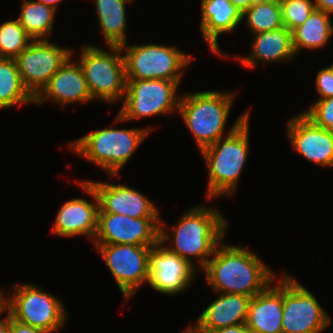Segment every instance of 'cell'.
Returning <instances> with one entry per match:
<instances>
[{
	"label": "cell",
	"mask_w": 333,
	"mask_h": 333,
	"mask_svg": "<svg viewBox=\"0 0 333 333\" xmlns=\"http://www.w3.org/2000/svg\"><path fill=\"white\" fill-rule=\"evenodd\" d=\"M9 333H47L38 328H34L20 321L13 319L9 315Z\"/></svg>",
	"instance_id": "obj_32"
},
{
	"label": "cell",
	"mask_w": 333,
	"mask_h": 333,
	"mask_svg": "<svg viewBox=\"0 0 333 333\" xmlns=\"http://www.w3.org/2000/svg\"><path fill=\"white\" fill-rule=\"evenodd\" d=\"M329 67L332 69V71H333V63L331 64V65H329Z\"/></svg>",
	"instance_id": "obj_40"
},
{
	"label": "cell",
	"mask_w": 333,
	"mask_h": 333,
	"mask_svg": "<svg viewBox=\"0 0 333 333\" xmlns=\"http://www.w3.org/2000/svg\"><path fill=\"white\" fill-rule=\"evenodd\" d=\"M4 296L3 290H0V313L4 310Z\"/></svg>",
	"instance_id": "obj_39"
},
{
	"label": "cell",
	"mask_w": 333,
	"mask_h": 333,
	"mask_svg": "<svg viewBox=\"0 0 333 333\" xmlns=\"http://www.w3.org/2000/svg\"><path fill=\"white\" fill-rule=\"evenodd\" d=\"M181 82L166 79H127L122 105L113 124L151 118L160 114H178Z\"/></svg>",
	"instance_id": "obj_9"
},
{
	"label": "cell",
	"mask_w": 333,
	"mask_h": 333,
	"mask_svg": "<svg viewBox=\"0 0 333 333\" xmlns=\"http://www.w3.org/2000/svg\"><path fill=\"white\" fill-rule=\"evenodd\" d=\"M6 310L4 309L1 314H5ZM7 315L5 317L0 318V333H9V314L6 313Z\"/></svg>",
	"instance_id": "obj_36"
},
{
	"label": "cell",
	"mask_w": 333,
	"mask_h": 333,
	"mask_svg": "<svg viewBox=\"0 0 333 333\" xmlns=\"http://www.w3.org/2000/svg\"><path fill=\"white\" fill-rule=\"evenodd\" d=\"M330 13L314 10L309 18L292 31L295 54L306 50H320L327 46L333 36V22Z\"/></svg>",
	"instance_id": "obj_24"
},
{
	"label": "cell",
	"mask_w": 333,
	"mask_h": 333,
	"mask_svg": "<svg viewBox=\"0 0 333 333\" xmlns=\"http://www.w3.org/2000/svg\"><path fill=\"white\" fill-rule=\"evenodd\" d=\"M202 269L207 286L215 293H234L254 297L276 279L256 252L223 242Z\"/></svg>",
	"instance_id": "obj_2"
},
{
	"label": "cell",
	"mask_w": 333,
	"mask_h": 333,
	"mask_svg": "<svg viewBox=\"0 0 333 333\" xmlns=\"http://www.w3.org/2000/svg\"><path fill=\"white\" fill-rule=\"evenodd\" d=\"M161 218H131L112 213H98L94 244H132L155 246L159 242Z\"/></svg>",
	"instance_id": "obj_13"
},
{
	"label": "cell",
	"mask_w": 333,
	"mask_h": 333,
	"mask_svg": "<svg viewBox=\"0 0 333 333\" xmlns=\"http://www.w3.org/2000/svg\"><path fill=\"white\" fill-rule=\"evenodd\" d=\"M32 41L18 19L0 24V58L15 59Z\"/></svg>",
	"instance_id": "obj_28"
},
{
	"label": "cell",
	"mask_w": 333,
	"mask_h": 333,
	"mask_svg": "<svg viewBox=\"0 0 333 333\" xmlns=\"http://www.w3.org/2000/svg\"><path fill=\"white\" fill-rule=\"evenodd\" d=\"M99 200V213L125 215L131 218H161L160 210L143 193L125 184L87 180Z\"/></svg>",
	"instance_id": "obj_17"
},
{
	"label": "cell",
	"mask_w": 333,
	"mask_h": 333,
	"mask_svg": "<svg viewBox=\"0 0 333 333\" xmlns=\"http://www.w3.org/2000/svg\"><path fill=\"white\" fill-rule=\"evenodd\" d=\"M242 13L247 10L256 0H229Z\"/></svg>",
	"instance_id": "obj_35"
},
{
	"label": "cell",
	"mask_w": 333,
	"mask_h": 333,
	"mask_svg": "<svg viewBox=\"0 0 333 333\" xmlns=\"http://www.w3.org/2000/svg\"><path fill=\"white\" fill-rule=\"evenodd\" d=\"M153 129L144 127L93 130L69 143V149L93 165L102 168L109 177L120 175L138 147Z\"/></svg>",
	"instance_id": "obj_4"
},
{
	"label": "cell",
	"mask_w": 333,
	"mask_h": 333,
	"mask_svg": "<svg viewBox=\"0 0 333 333\" xmlns=\"http://www.w3.org/2000/svg\"><path fill=\"white\" fill-rule=\"evenodd\" d=\"M216 294V299L195 320L202 329L211 332L246 323L251 297L234 293Z\"/></svg>",
	"instance_id": "obj_22"
},
{
	"label": "cell",
	"mask_w": 333,
	"mask_h": 333,
	"mask_svg": "<svg viewBox=\"0 0 333 333\" xmlns=\"http://www.w3.org/2000/svg\"><path fill=\"white\" fill-rule=\"evenodd\" d=\"M253 35L284 27L279 0H256L242 13V21Z\"/></svg>",
	"instance_id": "obj_27"
},
{
	"label": "cell",
	"mask_w": 333,
	"mask_h": 333,
	"mask_svg": "<svg viewBox=\"0 0 333 333\" xmlns=\"http://www.w3.org/2000/svg\"><path fill=\"white\" fill-rule=\"evenodd\" d=\"M36 2H39V3H43L45 5H48V6H51L53 7L55 10L58 11V6H59V3H62L63 0H34Z\"/></svg>",
	"instance_id": "obj_38"
},
{
	"label": "cell",
	"mask_w": 333,
	"mask_h": 333,
	"mask_svg": "<svg viewBox=\"0 0 333 333\" xmlns=\"http://www.w3.org/2000/svg\"><path fill=\"white\" fill-rule=\"evenodd\" d=\"M149 268L147 285L156 292L168 296L182 293L198 276L194 266L169 251L160 242L150 250Z\"/></svg>",
	"instance_id": "obj_14"
},
{
	"label": "cell",
	"mask_w": 333,
	"mask_h": 333,
	"mask_svg": "<svg viewBox=\"0 0 333 333\" xmlns=\"http://www.w3.org/2000/svg\"><path fill=\"white\" fill-rule=\"evenodd\" d=\"M279 276L250 299L246 326L253 333H283V273Z\"/></svg>",
	"instance_id": "obj_19"
},
{
	"label": "cell",
	"mask_w": 333,
	"mask_h": 333,
	"mask_svg": "<svg viewBox=\"0 0 333 333\" xmlns=\"http://www.w3.org/2000/svg\"><path fill=\"white\" fill-rule=\"evenodd\" d=\"M77 185L93 198L92 202L83 197L65 201L56 214L51 231L59 237L85 236L94 240L98 225L99 200L87 179L77 180Z\"/></svg>",
	"instance_id": "obj_15"
},
{
	"label": "cell",
	"mask_w": 333,
	"mask_h": 333,
	"mask_svg": "<svg viewBox=\"0 0 333 333\" xmlns=\"http://www.w3.org/2000/svg\"><path fill=\"white\" fill-rule=\"evenodd\" d=\"M72 53L50 40H33L15 58L22 82L34 98Z\"/></svg>",
	"instance_id": "obj_12"
},
{
	"label": "cell",
	"mask_w": 333,
	"mask_h": 333,
	"mask_svg": "<svg viewBox=\"0 0 333 333\" xmlns=\"http://www.w3.org/2000/svg\"><path fill=\"white\" fill-rule=\"evenodd\" d=\"M303 112L321 128L333 132V97L316 100Z\"/></svg>",
	"instance_id": "obj_30"
},
{
	"label": "cell",
	"mask_w": 333,
	"mask_h": 333,
	"mask_svg": "<svg viewBox=\"0 0 333 333\" xmlns=\"http://www.w3.org/2000/svg\"><path fill=\"white\" fill-rule=\"evenodd\" d=\"M12 287L13 295L4 296V309L13 319L47 333L66 326L68 311L57 295L29 282Z\"/></svg>",
	"instance_id": "obj_7"
},
{
	"label": "cell",
	"mask_w": 333,
	"mask_h": 333,
	"mask_svg": "<svg viewBox=\"0 0 333 333\" xmlns=\"http://www.w3.org/2000/svg\"><path fill=\"white\" fill-rule=\"evenodd\" d=\"M183 333H209L208 331L202 329L195 321L192 325L184 329Z\"/></svg>",
	"instance_id": "obj_37"
},
{
	"label": "cell",
	"mask_w": 333,
	"mask_h": 333,
	"mask_svg": "<svg viewBox=\"0 0 333 333\" xmlns=\"http://www.w3.org/2000/svg\"><path fill=\"white\" fill-rule=\"evenodd\" d=\"M315 87L319 94L317 100L333 97V71L329 66H326L317 72Z\"/></svg>",
	"instance_id": "obj_31"
},
{
	"label": "cell",
	"mask_w": 333,
	"mask_h": 333,
	"mask_svg": "<svg viewBox=\"0 0 333 333\" xmlns=\"http://www.w3.org/2000/svg\"><path fill=\"white\" fill-rule=\"evenodd\" d=\"M100 48L82 44L78 62L83 70L92 100L113 104L123 101L126 92L125 60L121 47Z\"/></svg>",
	"instance_id": "obj_6"
},
{
	"label": "cell",
	"mask_w": 333,
	"mask_h": 333,
	"mask_svg": "<svg viewBox=\"0 0 333 333\" xmlns=\"http://www.w3.org/2000/svg\"><path fill=\"white\" fill-rule=\"evenodd\" d=\"M327 313L312 292L283 272V333H321L332 323Z\"/></svg>",
	"instance_id": "obj_10"
},
{
	"label": "cell",
	"mask_w": 333,
	"mask_h": 333,
	"mask_svg": "<svg viewBox=\"0 0 333 333\" xmlns=\"http://www.w3.org/2000/svg\"><path fill=\"white\" fill-rule=\"evenodd\" d=\"M34 104V97L25 88L13 58H0V109Z\"/></svg>",
	"instance_id": "obj_26"
},
{
	"label": "cell",
	"mask_w": 333,
	"mask_h": 333,
	"mask_svg": "<svg viewBox=\"0 0 333 333\" xmlns=\"http://www.w3.org/2000/svg\"><path fill=\"white\" fill-rule=\"evenodd\" d=\"M126 79H166L181 82L185 68L193 62L191 54L175 45L156 43L121 46Z\"/></svg>",
	"instance_id": "obj_8"
},
{
	"label": "cell",
	"mask_w": 333,
	"mask_h": 333,
	"mask_svg": "<svg viewBox=\"0 0 333 333\" xmlns=\"http://www.w3.org/2000/svg\"><path fill=\"white\" fill-rule=\"evenodd\" d=\"M316 10L333 15V0H313Z\"/></svg>",
	"instance_id": "obj_34"
},
{
	"label": "cell",
	"mask_w": 333,
	"mask_h": 333,
	"mask_svg": "<svg viewBox=\"0 0 333 333\" xmlns=\"http://www.w3.org/2000/svg\"><path fill=\"white\" fill-rule=\"evenodd\" d=\"M286 134L294 152L323 167H333V132L321 128L303 111L287 120Z\"/></svg>",
	"instance_id": "obj_16"
},
{
	"label": "cell",
	"mask_w": 333,
	"mask_h": 333,
	"mask_svg": "<svg viewBox=\"0 0 333 333\" xmlns=\"http://www.w3.org/2000/svg\"><path fill=\"white\" fill-rule=\"evenodd\" d=\"M200 29L203 41L209 50L221 58H229L220 50L218 39L221 34L232 33L243 21L242 12L229 0H201Z\"/></svg>",
	"instance_id": "obj_20"
},
{
	"label": "cell",
	"mask_w": 333,
	"mask_h": 333,
	"mask_svg": "<svg viewBox=\"0 0 333 333\" xmlns=\"http://www.w3.org/2000/svg\"><path fill=\"white\" fill-rule=\"evenodd\" d=\"M252 50L248 55L237 57L246 69H255L260 63H290L296 58L292 43V32L285 27L270 30L253 35ZM258 64V65H257Z\"/></svg>",
	"instance_id": "obj_21"
},
{
	"label": "cell",
	"mask_w": 333,
	"mask_h": 333,
	"mask_svg": "<svg viewBox=\"0 0 333 333\" xmlns=\"http://www.w3.org/2000/svg\"><path fill=\"white\" fill-rule=\"evenodd\" d=\"M96 6L97 20L106 46L127 44L126 5L133 0H93Z\"/></svg>",
	"instance_id": "obj_23"
},
{
	"label": "cell",
	"mask_w": 333,
	"mask_h": 333,
	"mask_svg": "<svg viewBox=\"0 0 333 333\" xmlns=\"http://www.w3.org/2000/svg\"><path fill=\"white\" fill-rule=\"evenodd\" d=\"M162 221L161 217L159 242L197 270L207 265L216 247L225 238L228 227L226 216L213 205L209 207L201 204L189 208L172 226L171 234L165 221ZM193 258L199 267L195 266Z\"/></svg>",
	"instance_id": "obj_1"
},
{
	"label": "cell",
	"mask_w": 333,
	"mask_h": 333,
	"mask_svg": "<svg viewBox=\"0 0 333 333\" xmlns=\"http://www.w3.org/2000/svg\"><path fill=\"white\" fill-rule=\"evenodd\" d=\"M285 28L291 32L301 26L316 9L313 0H279Z\"/></svg>",
	"instance_id": "obj_29"
},
{
	"label": "cell",
	"mask_w": 333,
	"mask_h": 333,
	"mask_svg": "<svg viewBox=\"0 0 333 333\" xmlns=\"http://www.w3.org/2000/svg\"><path fill=\"white\" fill-rule=\"evenodd\" d=\"M209 333H253L246 323L213 330Z\"/></svg>",
	"instance_id": "obj_33"
},
{
	"label": "cell",
	"mask_w": 333,
	"mask_h": 333,
	"mask_svg": "<svg viewBox=\"0 0 333 333\" xmlns=\"http://www.w3.org/2000/svg\"><path fill=\"white\" fill-rule=\"evenodd\" d=\"M19 11L17 19L33 40H49L57 10L34 0H23Z\"/></svg>",
	"instance_id": "obj_25"
},
{
	"label": "cell",
	"mask_w": 333,
	"mask_h": 333,
	"mask_svg": "<svg viewBox=\"0 0 333 333\" xmlns=\"http://www.w3.org/2000/svg\"><path fill=\"white\" fill-rule=\"evenodd\" d=\"M236 94V91L217 90L182 93L178 113L200 151L230 135L251 116L249 109L242 112L230 130L226 131Z\"/></svg>",
	"instance_id": "obj_3"
},
{
	"label": "cell",
	"mask_w": 333,
	"mask_h": 333,
	"mask_svg": "<svg viewBox=\"0 0 333 333\" xmlns=\"http://www.w3.org/2000/svg\"><path fill=\"white\" fill-rule=\"evenodd\" d=\"M72 57L74 56L71 54L49 79L46 86L34 98V105L53 102L64 108L68 104L81 105L93 101L83 70L78 61L75 63L72 61Z\"/></svg>",
	"instance_id": "obj_18"
},
{
	"label": "cell",
	"mask_w": 333,
	"mask_h": 333,
	"mask_svg": "<svg viewBox=\"0 0 333 333\" xmlns=\"http://www.w3.org/2000/svg\"><path fill=\"white\" fill-rule=\"evenodd\" d=\"M97 252L113 276L125 302L149 280L150 250L153 246L95 244Z\"/></svg>",
	"instance_id": "obj_11"
},
{
	"label": "cell",
	"mask_w": 333,
	"mask_h": 333,
	"mask_svg": "<svg viewBox=\"0 0 333 333\" xmlns=\"http://www.w3.org/2000/svg\"><path fill=\"white\" fill-rule=\"evenodd\" d=\"M250 118L234 132L200 151L208 170V200L234 195L249 157Z\"/></svg>",
	"instance_id": "obj_5"
}]
</instances>
